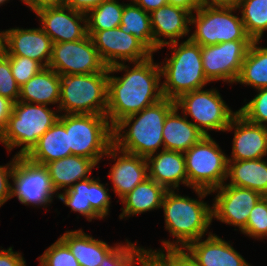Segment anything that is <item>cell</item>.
<instances>
[{"label": "cell", "mask_w": 267, "mask_h": 266, "mask_svg": "<svg viewBox=\"0 0 267 266\" xmlns=\"http://www.w3.org/2000/svg\"><path fill=\"white\" fill-rule=\"evenodd\" d=\"M132 64V69L125 63L108 68L106 116L112 127L124 117L138 113L164 98L160 85V65L154 63L153 55ZM118 71L126 73L121 77L110 75Z\"/></svg>", "instance_id": "1"}, {"label": "cell", "mask_w": 267, "mask_h": 266, "mask_svg": "<svg viewBox=\"0 0 267 266\" xmlns=\"http://www.w3.org/2000/svg\"><path fill=\"white\" fill-rule=\"evenodd\" d=\"M193 191L198 194L199 199L181 196L174 190L166 192L161 205L165 216V229L176 237V242L161 241L162 249L184 250L190 243L203 238L207 233L213 221L212 206L201 199L211 193L202 189Z\"/></svg>", "instance_id": "2"}, {"label": "cell", "mask_w": 267, "mask_h": 266, "mask_svg": "<svg viewBox=\"0 0 267 266\" xmlns=\"http://www.w3.org/2000/svg\"><path fill=\"white\" fill-rule=\"evenodd\" d=\"M175 107V100L164 97L142 111L124 117L113 127V145L143 157L156 153L161 146L164 149V122Z\"/></svg>", "instance_id": "3"}, {"label": "cell", "mask_w": 267, "mask_h": 266, "mask_svg": "<svg viewBox=\"0 0 267 266\" xmlns=\"http://www.w3.org/2000/svg\"><path fill=\"white\" fill-rule=\"evenodd\" d=\"M169 46L172 54L160 63L161 76L164 77L162 93L165 98L176 100L180 95L204 88L210 81L204 74L201 46L190 39L173 42Z\"/></svg>", "instance_id": "4"}, {"label": "cell", "mask_w": 267, "mask_h": 266, "mask_svg": "<svg viewBox=\"0 0 267 266\" xmlns=\"http://www.w3.org/2000/svg\"><path fill=\"white\" fill-rule=\"evenodd\" d=\"M57 109L53 111L46 105L17 101L5 130L0 135V143L11 152L21 147L16 156H26L38 143L39 138L59 119ZM57 113V114H56Z\"/></svg>", "instance_id": "5"}, {"label": "cell", "mask_w": 267, "mask_h": 266, "mask_svg": "<svg viewBox=\"0 0 267 266\" xmlns=\"http://www.w3.org/2000/svg\"><path fill=\"white\" fill-rule=\"evenodd\" d=\"M108 76V72L60 76L59 113L106 115Z\"/></svg>", "instance_id": "6"}, {"label": "cell", "mask_w": 267, "mask_h": 266, "mask_svg": "<svg viewBox=\"0 0 267 266\" xmlns=\"http://www.w3.org/2000/svg\"><path fill=\"white\" fill-rule=\"evenodd\" d=\"M71 155L93 159L97 164L113 145V127L106 115L65 114Z\"/></svg>", "instance_id": "7"}, {"label": "cell", "mask_w": 267, "mask_h": 266, "mask_svg": "<svg viewBox=\"0 0 267 266\" xmlns=\"http://www.w3.org/2000/svg\"><path fill=\"white\" fill-rule=\"evenodd\" d=\"M184 156L188 187L211 192L226 182L228 155L211 135L204 136L184 152Z\"/></svg>", "instance_id": "8"}, {"label": "cell", "mask_w": 267, "mask_h": 266, "mask_svg": "<svg viewBox=\"0 0 267 266\" xmlns=\"http://www.w3.org/2000/svg\"><path fill=\"white\" fill-rule=\"evenodd\" d=\"M237 8L201 5L191 14L195 26L188 39L200 46L215 45L230 41H253L247 34L241 17L232 12Z\"/></svg>", "instance_id": "9"}, {"label": "cell", "mask_w": 267, "mask_h": 266, "mask_svg": "<svg viewBox=\"0 0 267 266\" xmlns=\"http://www.w3.org/2000/svg\"><path fill=\"white\" fill-rule=\"evenodd\" d=\"M198 89L186 92L175 100L176 107L205 135L209 130L223 131L229 126L233 116L237 113L225 104L216 89Z\"/></svg>", "instance_id": "10"}, {"label": "cell", "mask_w": 267, "mask_h": 266, "mask_svg": "<svg viewBox=\"0 0 267 266\" xmlns=\"http://www.w3.org/2000/svg\"><path fill=\"white\" fill-rule=\"evenodd\" d=\"M12 182L11 197H17L21 204L46 208L51 204L54 195L58 198L47 168L30 161L25 156H17Z\"/></svg>", "instance_id": "11"}, {"label": "cell", "mask_w": 267, "mask_h": 266, "mask_svg": "<svg viewBox=\"0 0 267 266\" xmlns=\"http://www.w3.org/2000/svg\"><path fill=\"white\" fill-rule=\"evenodd\" d=\"M48 67L60 76L108 72L89 35L77 41L53 43Z\"/></svg>", "instance_id": "12"}, {"label": "cell", "mask_w": 267, "mask_h": 266, "mask_svg": "<svg viewBox=\"0 0 267 266\" xmlns=\"http://www.w3.org/2000/svg\"><path fill=\"white\" fill-rule=\"evenodd\" d=\"M87 33L107 68L125 62H140L153 55L140 40L120 27Z\"/></svg>", "instance_id": "13"}, {"label": "cell", "mask_w": 267, "mask_h": 266, "mask_svg": "<svg viewBox=\"0 0 267 266\" xmlns=\"http://www.w3.org/2000/svg\"><path fill=\"white\" fill-rule=\"evenodd\" d=\"M253 41H230L201 46V59L206 78L212 81L235 83L242 63Z\"/></svg>", "instance_id": "14"}, {"label": "cell", "mask_w": 267, "mask_h": 266, "mask_svg": "<svg viewBox=\"0 0 267 266\" xmlns=\"http://www.w3.org/2000/svg\"><path fill=\"white\" fill-rule=\"evenodd\" d=\"M217 191L212 204V218L225 224L238 227L242 231L250 215V211L263 195L249 188L223 184L210 193Z\"/></svg>", "instance_id": "15"}, {"label": "cell", "mask_w": 267, "mask_h": 266, "mask_svg": "<svg viewBox=\"0 0 267 266\" xmlns=\"http://www.w3.org/2000/svg\"><path fill=\"white\" fill-rule=\"evenodd\" d=\"M58 193V199L72 211L85 216L88 221L103 219L109 215L111 196L99 178L78 181L72 187Z\"/></svg>", "instance_id": "16"}, {"label": "cell", "mask_w": 267, "mask_h": 266, "mask_svg": "<svg viewBox=\"0 0 267 266\" xmlns=\"http://www.w3.org/2000/svg\"><path fill=\"white\" fill-rule=\"evenodd\" d=\"M35 14L52 43L77 41L88 35L86 13L74 10L70 6L47 7Z\"/></svg>", "instance_id": "17"}, {"label": "cell", "mask_w": 267, "mask_h": 266, "mask_svg": "<svg viewBox=\"0 0 267 266\" xmlns=\"http://www.w3.org/2000/svg\"><path fill=\"white\" fill-rule=\"evenodd\" d=\"M51 38L39 28H10L4 30V46L1 52L5 56H22L36 60L48 67L52 56Z\"/></svg>", "instance_id": "18"}, {"label": "cell", "mask_w": 267, "mask_h": 266, "mask_svg": "<svg viewBox=\"0 0 267 266\" xmlns=\"http://www.w3.org/2000/svg\"><path fill=\"white\" fill-rule=\"evenodd\" d=\"M234 130L232 154L228 160H255L267 156V127L248 121L238 111L226 131Z\"/></svg>", "instance_id": "19"}, {"label": "cell", "mask_w": 267, "mask_h": 266, "mask_svg": "<svg viewBox=\"0 0 267 266\" xmlns=\"http://www.w3.org/2000/svg\"><path fill=\"white\" fill-rule=\"evenodd\" d=\"M105 157H112L116 161L108 176L112 181V189L120 200L148 178L146 157L126 153L115 145L107 150Z\"/></svg>", "instance_id": "20"}, {"label": "cell", "mask_w": 267, "mask_h": 266, "mask_svg": "<svg viewBox=\"0 0 267 266\" xmlns=\"http://www.w3.org/2000/svg\"><path fill=\"white\" fill-rule=\"evenodd\" d=\"M184 250L198 266H251L230 243L211 232L207 239L200 238Z\"/></svg>", "instance_id": "21"}, {"label": "cell", "mask_w": 267, "mask_h": 266, "mask_svg": "<svg viewBox=\"0 0 267 266\" xmlns=\"http://www.w3.org/2000/svg\"><path fill=\"white\" fill-rule=\"evenodd\" d=\"M191 12L171 4L161 6L150 13L154 46L159 50L167 44L178 42L191 30ZM161 36L169 41L161 39Z\"/></svg>", "instance_id": "22"}, {"label": "cell", "mask_w": 267, "mask_h": 266, "mask_svg": "<svg viewBox=\"0 0 267 266\" xmlns=\"http://www.w3.org/2000/svg\"><path fill=\"white\" fill-rule=\"evenodd\" d=\"M156 154V155H155ZM148 178L167 190H179V184L188 187L185 156L183 152L163 149L146 157Z\"/></svg>", "instance_id": "23"}, {"label": "cell", "mask_w": 267, "mask_h": 266, "mask_svg": "<svg viewBox=\"0 0 267 266\" xmlns=\"http://www.w3.org/2000/svg\"><path fill=\"white\" fill-rule=\"evenodd\" d=\"M69 155L71 149L65 128V114H62L25 157L34 163L45 165Z\"/></svg>", "instance_id": "24"}, {"label": "cell", "mask_w": 267, "mask_h": 266, "mask_svg": "<svg viewBox=\"0 0 267 266\" xmlns=\"http://www.w3.org/2000/svg\"><path fill=\"white\" fill-rule=\"evenodd\" d=\"M49 173L56 192L66 190L81 180L90 178L92 169L97 166L93 159L82 156L69 155L44 165Z\"/></svg>", "instance_id": "25"}, {"label": "cell", "mask_w": 267, "mask_h": 266, "mask_svg": "<svg viewBox=\"0 0 267 266\" xmlns=\"http://www.w3.org/2000/svg\"><path fill=\"white\" fill-rule=\"evenodd\" d=\"M175 107L166 117L163 126L164 149L186 152L205 135Z\"/></svg>", "instance_id": "26"}, {"label": "cell", "mask_w": 267, "mask_h": 266, "mask_svg": "<svg viewBox=\"0 0 267 266\" xmlns=\"http://www.w3.org/2000/svg\"><path fill=\"white\" fill-rule=\"evenodd\" d=\"M18 101L41 105L57 104L60 101V75L44 67L20 87Z\"/></svg>", "instance_id": "27"}, {"label": "cell", "mask_w": 267, "mask_h": 266, "mask_svg": "<svg viewBox=\"0 0 267 266\" xmlns=\"http://www.w3.org/2000/svg\"><path fill=\"white\" fill-rule=\"evenodd\" d=\"M167 191L162 185L147 178L121 199L124 208H121L122 213L119 218L123 219L154 209H161Z\"/></svg>", "instance_id": "28"}, {"label": "cell", "mask_w": 267, "mask_h": 266, "mask_svg": "<svg viewBox=\"0 0 267 266\" xmlns=\"http://www.w3.org/2000/svg\"><path fill=\"white\" fill-rule=\"evenodd\" d=\"M59 238L68 246L80 266H100L104 257L115 247L93 238L82 229L67 231Z\"/></svg>", "instance_id": "29"}, {"label": "cell", "mask_w": 267, "mask_h": 266, "mask_svg": "<svg viewBox=\"0 0 267 266\" xmlns=\"http://www.w3.org/2000/svg\"><path fill=\"white\" fill-rule=\"evenodd\" d=\"M229 177V185L249 188L267 196V161L265 159L228 160L227 179Z\"/></svg>", "instance_id": "30"}, {"label": "cell", "mask_w": 267, "mask_h": 266, "mask_svg": "<svg viewBox=\"0 0 267 266\" xmlns=\"http://www.w3.org/2000/svg\"><path fill=\"white\" fill-rule=\"evenodd\" d=\"M253 41L249 46L236 83L255 89L267 87V47Z\"/></svg>", "instance_id": "31"}, {"label": "cell", "mask_w": 267, "mask_h": 266, "mask_svg": "<svg viewBox=\"0 0 267 266\" xmlns=\"http://www.w3.org/2000/svg\"><path fill=\"white\" fill-rule=\"evenodd\" d=\"M120 29L140 40L152 53L158 49L154 46L150 13L133 2L124 5Z\"/></svg>", "instance_id": "32"}, {"label": "cell", "mask_w": 267, "mask_h": 266, "mask_svg": "<svg viewBox=\"0 0 267 266\" xmlns=\"http://www.w3.org/2000/svg\"><path fill=\"white\" fill-rule=\"evenodd\" d=\"M126 3L118 0H103L86 13L87 31H103L119 27Z\"/></svg>", "instance_id": "33"}, {"label": "cell", "mask_w": 267, "mask_h": 266, "mask_svg": "<svg viewBox=\"0 0 267 266\" xmlns=\"http://www.w3.org/2000/svg\"><path fill=\"white\" fill-rule=\"evenodd\" d=\"M237 9L247 34L253 41L262 40L267 30V0H241Z\"/></svg>", "instance_id": "34"}, {"label": "cell", "mask_w": 267, "mask_h": 266, "mask_svg": "<svg viewBox=\"0 0 267 266\" xmlns=\"http://www.w3.org/2000/svg\"><path fill=\"white\" fill-rule=\"evenodd\" d=\"M126 239V245L115 244V247L104 257L100 266H141L148 262V249L137 247Z\"/></svg>", "instance_id": "35"}, {"label": "cell", "mask_w": 267, "mask_h": 266, "mask_svg": "<svg viewBox=\"0 0 267 266\" xmlns=\"http://www.w3.org/2000/svg\"><path fill=\"white\" fill-rule=\"evenodd\" d=\"M248 237H267V196H263L250 211L246 227L241 231Z\"/></svg>", "instance_id": "36"}, {"label": "cell", "mask_w": 267, "mask_h": 266, "mask_svg": "<svg viewBox=\"0 0 267 266\" xmlns=\"http://www.w3.org/2000/svg\"><path fill=\"white\" fill-rule=\"evenodd\" d=\"M40 266H80L68 246L58 238L38 258Z\"/></svg>", "instance_id": "37"}, {"label": "cell", "mask_w": 267, "mask_h": 266, "mask_svg": "<svg viewBox=\"0 0 267 266\" xmlns=\"http://www.w3.org/2000/svg\"><path fill=\"white\" fill-rule=\"evenodd\" d=\"M148 249V262L152 266H198L182 249Z\"/></svg>", "instance_id": "38"}, {"label": "cell", "mask_w": 267, "mask_h": 266, "mask_svg": "<svg viewBox=\"0 0 267 266\" xmlns=\"http://www.w3.org/2000/svg\"><path fill=\"white\" fill-rule=\"evenodd\" d=\"M257 90L258 94L238 112L248 121L267 127V87Z\"/></svg>", "instance_id": "39"}, {"label": "cell", "mask_w": 267, "mask_h": 266, "mask_svg": "<svg viewBox=\"0 0 267 266\" xmlns=\"http://www.w3.org/2000/svg\"><path fill=\"white\" fill-rule=\"evenodd\" d=\"M16 83L21 87L44 67L36 60L22 56H6Z\"/></svg>", "instance_id": "40"}, {"label": "cell", "mask_w": 267, "mask_h": 266, "mask_svg": "<svg viewBox=\"0 0 267 266\" xmlns=\"http://www.w3.org/2000/svg\"><path fill=\"white\" fill-rule=\"evenodd\" d=\"M0 95L16 103L20 95V86L14 79L9 59L0 52Z\"/></svg>", "instance_id": "41"}, {"label": "cell", "mask_w": 267, "mask_h": 266, "mask_svg": "<svg viewBox=\"0 0 267 266\" xmlns=\"http://www.w3.org/2000/svg\"><path fill=\"white\" fill-rule=\"evenodd\" d=\"M17 156L14 155L10 163L0 166V207L11 199V186L9 179H12V172L14 168V163Z\"/></svg>", "instance_id": "42"}, {"label": "cell", "mask_w": 267, "mask_h": 266, "mask_svg": "<svg viewBox=\"0 0 267 266\" xmlns=\"http://www.w3.org/2000/svg\"><path fill=\"white\" fill-rule=\"evenodd\" d=\"M0 266H26V261L20 252H14L13 247L0 250Z\"/></svg>", "instance_id": "43"}, {"label": "cell", "mask_w": 267, "mask_h": 266, "mask_svg": "<svg viewBox=\"0 0 267 266\" xmlns=\"http://www.w3.org/2000/svg\"><path fill=\"white\" fill-rule=\"evenodd\" d=\"M14 102L0 95V135L5 130L11 116Z\"/></svg>", "instance_id": "44"}, {"label": "cell", "mask_w": 267, "mask_h": 266, "mask_svg": "<svg viewBox=\"0 0 267 266\" xmlns=\"http://www.w3.org/2000/svg\"><path fill=\"white\" fill-rule=\"evenodd\" d=\"M35 13L43 8L65 5V0H21Z\"/></svg>", "instance_id": "45"}, {"label": "cell", "mask_w": 267, "mask_h": 266, "mask_svg": "<svg viewBox=\"0 0 267 266\" xmlns=\"http://www.w3.org/2000/svg\"><path fill=\"white\" fill-rule=\"evenodd\" d=\"M102 1L103 0H65V5L70 6L74 10L87 13Z\"/></svg>", "instance_id": "46"}, {"label": "cell", "mask_w": 267, "mask_h": 266, "mask_svg": "<svg viewBox=\"0 0 267 266\" xmlns=\"http://www.w3.org/2000/svg\"><path fill=\"white\" fill-rule=\"evenodd\" d=\"M134 4L141 7L144 11L151 13L161 6L168 4V0H131Z\"/></svg>", "instance_id": "47"}, {"label": "cell", "mask_w": 267, "mask_h": 266, "mask_svg": "<svg viewBox=\"0 0 267 266\" xmlns=\"http://www.w3.org/2000/svg\"><path fill=\"white\" fill-rule=\"evenodd\" d=\"M168 4L194 12L202 5L200 0H168Z\"/></svg>", "instance_id": "48"}, {"label": "cell", "mask_w": 267, "mask_h": 266, "mask_svg": "<svg viewBox=\"0 0 267 266\" xmlns=\"http://www.w3.org/2000/svg\"><path fill=\"white\" fill-rule=\"evenodd\" d=\"M202 5L237 8L241 0H200Z\"/></svg>", "instance_id": "49"}, {"label": "cell", "mask_w": 267, "mask_h": 266, "mask_svg": "<svg viewBox=\"0 0 267 266\" xmlns=\"http://www.w3.org/2000/svg\"><path fill=\"white\" fill-rule=\"evenodd\" d=\"M4 46V31H0V52Z\"/></svg>", "instance_id": "50"}, {"label": "cell", "mask_w": 267, "mask_h": 266, "mask_svg": "<svg viewBox=\"0 0 267 266\" xmlns=\"http://www.w3.org/2000/svg\"><path fill=\"white\" fill-rule=\"evenodd\" d=\"M6 1L8 2L9 0H0V6L3 5Z\"/></svg>", "instance_id": "51"}]
</instances>
